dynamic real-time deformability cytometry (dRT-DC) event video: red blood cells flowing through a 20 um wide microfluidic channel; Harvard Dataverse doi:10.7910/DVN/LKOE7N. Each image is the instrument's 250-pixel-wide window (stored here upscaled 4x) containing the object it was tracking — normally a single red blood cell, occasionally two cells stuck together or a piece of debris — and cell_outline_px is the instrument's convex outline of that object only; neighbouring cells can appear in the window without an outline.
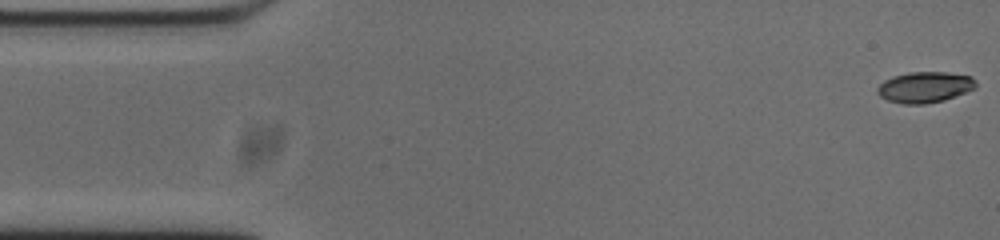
{"species": "common noctule bat (a hibernating species)", "species_latin": "Nyctalus noctula", "temperature_condition": "cold", "stored_images_in_passage": 54, "camera_frame_rate_fps": 3000, "um_per_image_px": 0.085, "animal": {"sex": "male", "body_mass_g": 20.0, "forearm_length_mm": 53.3}, "frame": {"image": 1, "passage_image": 1, "time_ms": 0.0, "image_size_px": [1000, 240], "cell_outline_px": [[976, 88], [944, 100], [924, 104], [904, 104], [888, 100], [880, 96], [876, 92], [876, 88], [884, 80], [892, 76], [908, 72], [948, 72], [972, 76], [976, 80]], "centroid_in_image_um": [78.6, 7.4], "position_along_channel_um": 6.4, "area_um2": 17.86}}
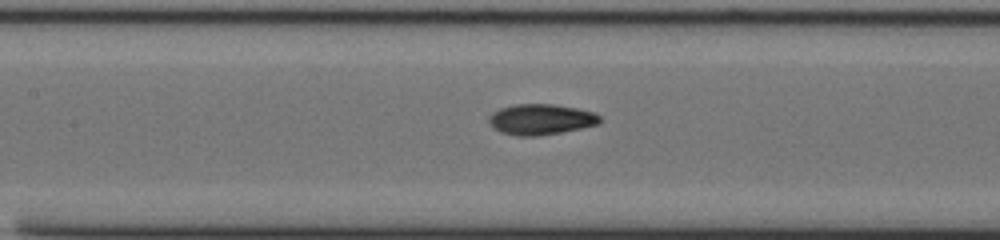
{"frame": {"image": 2, "passage_image": 23, "time_ms": 7.333, "image_size_px": [1000, 240], "cell_outline_px": [[600, 124], [560, 132], [536, 136], [516, 136], [500, 132], [488, 120], [488, 116], [492, 112], [500, 108], [516, 104], [552, 104], [576, 108], [596, 112], [600, 116]], "centroid_in_image_um": [45.98, 10.14], "position_along_channel_um": 161.4, "area_um2": 19.77}}
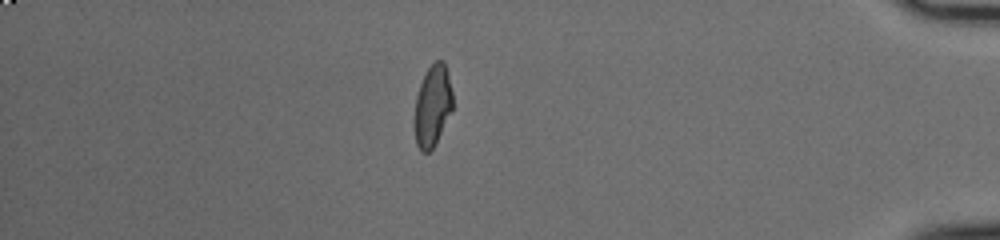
{"frame": {"image": 3, "passage_image": 46, "time_ms": 15.0, "image_size_px": [1000, 240], "cell_outline_px": [[452, 108], [432, 148], [428, 152], [420, 152], [416, 144], [412, 124], [412, 120], [416, 96], [420, 84], [428, 68], [436, 60], [444, 60], [452, 92]], "centroid_in_image_um": [36.7, 9.01], "position_along_channel_um": 398.5, "area_um2": 18.09}, "authors_computed_cell_mechanics": {"area_um2": 18.9584, "velocity_mm_per_s": 3.7337, "shape_relaxation_time_tau1_ms": 4.3053, "shape_relaxation_time_tau2_ms": 1.8412, "deformation_change_tau1": 0.1643, "deformation_change_tau2": 0.0646}}